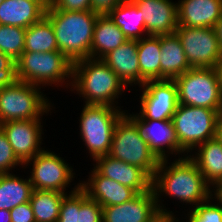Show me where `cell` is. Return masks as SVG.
Wrapping results in <instances>:
<instances>
[{
    "mask_svg": "<svg viewBox=\"0 0 222 222\" xmlns=\"http://www.w3.org/2000/svg\"><path fill=\"white\" fill-rule=\"evenodd\" d=\"M72 86L85 104L112 106L127 86L101 59L85 58L73 63ZM74 83V84H73Z\"/></svg>",
    "mask_w": 222,
    "mask_h": 222,
    "instance_id": "3957f363",
    "label": "cell"
},
{
    "mask_svg": "<svg viewBox=\"0 0 222 222\" xmlns=\"http://www.w3.org/2000/svg\"><path fill=\"white\" fill-rule=\"evenodd\" d=\"M160 80H174L192 67L176 33L160 35Z\"/></svg>",
    "mask_w": 222,
    "mask_h": 222,
    "instance_id": "7402d4cb",
    "label": "cell"
},
{
    "mask_svg": "<svg viewBox=\"0 0 222 222\" xmlns=\"http://www.w3.org/2000/svg\"><path fill=\"white\" fill-rule=\"evenodd\" d=\"M206 202L200 203L193 211L189 212L190 215L188 222H222V206L221 204H209ZM206 203V204H205Z\"/></svg>",
    "mask_w": 222,
    "mask_h": 222,
    "instance_id": "d6a6232c",
    "label": "cell"
},
{
    "mask_svg": "<svg viewBox=\"0 0 222 222\" xmlns=\"http://www.w3.org/2000/svg\"><path fill=\"white\" fill-rule=\"evenodd\" d=\"M137 40H127L118 48L109 51L101 60L124 82L139 84V62Z\"/></svg>",
    "mask_w": 222,
    "mask_h": 222,
    "instance_id": "44dd1931",
    "label": "cell"
},
{
    "mask_svg": "<svg viewBox=\"0 0 222 222\" xmlns=\"http://www.w3.org/2000/svg\"><path fill=\"white\" fill-rule=\"evenodd\" d=\"M215 188L216 191L214 192V195L217 198V201L222 205V183H218Z\"/></svg>",
    "mask_w": 222,
    "mask_h": 222,
    "instance_id": "ee69618b",
    "label": "cell"
},
{
    "mask_svg": "<svg viewBox=\"0 0 222 222\" xmlns=\"http://www.w3.org/2000/svg\"><path fill=\"white\" fill-rule=\"evenodd\" d=\"M129 116L137 123L149 149L159 160L167 158L165 147L171 154L183 153L179 149L172 120H143L139 114Z\"/></svg>",
    "mask_w": 222,
    "mask_h": 222,
    "instance_id": "e0dca14e",
    "label": "cell"
},
{
    "mask_svg": "<svg viewBox=\"0 0 222 222\" xmlns=\"http://www.w3.org/2000/svg\"><path fill=\"white\" fill-rule=\"evenodd\" d=\"M124 0H91V10L99 15H106Z\"/></svg>",
    "mask_w": 222,
    "mask_h": 222,
    "instance_id": "74e56055",
    "label": "cell"
},
{
    "mask_svg": "<svg viewBox=\"0 0 222 222\" xmlns=\"http://www.w3.org/2000/svg\"><path fill=\"white\" fill-rule=\"evenodd\" d=\"M177 12L178 26L214 28L222 14V0H182Z\"/></svg>",
    "mask_w": 222,
    "mask_h": 222,
    "instance_id": "d6986e66",
    "label": "cell"
},
{
    "mask_svg": "<svg viewBox=\"0 0 222 222\" xmlns=\"http://www.w3.org/2000/svg\"><path fill=\"white\" fill-rule=\"evenodd\" d=\"M47 0H4L0 4V25L28 28L46 14Z\"/></svg>",
    "mask_w": 222,
    "mask_h": 222,
    "instance_id": "ffe728a7",
    "label": "cell"
},
{
    "mask_svg": "<svg viewBox=\"0 0 222 222\" xmlns=\"http://www.w3.org/2000/svg\"><path fill=\"white\" fill-rule=\"evenodd\" d=\"M102 209L103 222H152L160 215L153 188L122 204Z\"/></svg>",
    "mask_w": 222,
    "mask_h": 222,
    "instance_id": "5bb4252c",
    "label": "cell"
},
{
    "mask_svg": "<svg viewBox=\"0 0 222 222\" xmlns=\"http://www.w3.org/2000/svg\"><path fill=\"white\" fill-rule=\"evenodd\" d=\"M33 191L30 179H20L11 173L0 174V209L12 210L30 201Z\"/></svg>",
    "mask_w": 222,
    "mask_h": 222,
    "instance_id": "4316f807",
    "label": "cell"
},
{
    "mask_svg": "<svg viewBox=\"0 0 222 222\" xmlns=\"http://www.w3.org/2000/svg\"><path fill=\"white\" fill-rule=\"evenodd\" d=\"M94 168L102 175L124 186L144 193L152 188V178L140 167L115 159L108 154L95 159Z\"/></svg>",
    "mask_w": 222,
    "mask_h": 222,
    "instance_id": "2e32d148",
    "label": "cell"
},
{
    "mask_svg": "<svg viewBox=\"0 0 222 222\" xmlns=\"http://www.w3.org/2000/svg\"><path fill=\"white\" fill-rule=\"evenodd\" d=\"M176 218L173 215L169 214H160L155 220L152 222H175L178 220H175Z\"/></svg>",
    "mask_w": 222,
    "mask_h": 222,
    "instance_id": "b9f144b4",
    "label": "cell"
},
{
    "mask_svg": "<svg viewBox=\"0 0 222 222\" xmlns=\"http://www.w3.org/2000/svg\"><path fill=\"white\" fill-rule=\"evenodd\" d=\"M140 117L143 120H172L178 107V88L174 80H148L142 87Z\"/></svg>",
    "mask_w": 222,
    "mask_h": 222,
    "instance_id": "8fae6325",
    "label": "cell"
},
{
    "mask_svg": "<svg viewBox=\"0 0 222 222\" xmlns=\"http://www.w3.org/2000/svg\"><path fill=\"white\" fill-rule=\"evenodd\" d=\"M66 193L54 190L33 189L30 205L36 222H57L60 206Z\"/></svg>",
    "mask_w": 222,
    "mask_h": 222,
    "instance_id": "83f0119b",
    "label": "cell"
},
{
    "mask_svg": "<svg viewBox=\"0 0 222 222\" xmlns=\"http://www.w3.org/2000/svg\"><path fill=\"white\" fill-rule=\"evenodd\" d=\"M215 139L222 144V114L218 117L216 123Z\"/></svg>",
    "mask_w": 222,
    "mask_h": 222,
    "instance_id": "60d3db41",
    "label": "cell"
},
{
    "mask_svg": "<svg viewBox=\"0 0 222 222\" xmlns=\"http://www.w3.org/2000/svg\"><path fill=\"white\" fill-rule=\"evenodd\" d=\"M192 68H214L222 50L214 28L178 26L175 30Z\"/></svg>",
    "mask_w": 222,
    "mask_h": 222,
    "instance_id": "30bf717a",
    "label": "cell"
},
{
    "mask_svg": "<svg viewBox=\"0 0 222 222\" xmlns=\"http://www.w3.org/2000/svg\"><path fill=\"white\" fill-rule=\"evenodd\" d=\"M0 127L6 134L12 150L24 165L34 158L42 149L40 120H18L1 123Z\"/></svg>",
    "mask_w": 222,
    "mask_h": 222,
    "instance_id": "4fadbf2b",
    "label": "cell"
},
{
    "mask_svg": "<svg viewBox=\"0 0 222 222\" xmlns=\"http://www.w3.org/2000/svg\"><path fill=\"white\" fill-rule=\"evenodd\" d=\"M174 81L179 104L214 109L222 114V94L214 68H191Z\"/></svg>",
    "mask_w": 222,
    "mask_h": 222,
    "instance_id": "9c48e42d",
    "label": "cell"
},
{
    "mask_svg": "<svg viewBox=\"0 0 222 222\" xmlns=\"http://www.w3.org/2000/svg\"><path fill=\"white\" fill-rule=\"evenodd\" d=\"M139 62V85L148 80H160V36L147 35L137 40Z\"/></svg>",
    "mask_w": 222,
    "mask_h": 222,
    "instance_id": "d4e9b609",
    "label": "cell"
},
{
    "mask_svg": "<svg viewBox=\"0 0 222 222\" xmlns=\"http://www.w3.org/2000/svg\"><path fill=\"white\" fill-rule=\"evenodd\" d=\"M0 222H11V215L8 210L0 209Z\"/></svg>",
    "mask_w": 222,
    "mask_h": 222,
    "instance_id": "7bdbcfd3",
    "label": "cell"
},
{
    "mask_svg": "<svg viewBox=\"0 0 222 222\" xmlns=\"http://www.w3.org/2000/svg\"><path fill=\"white\" fill-rule=\"evenodd\" d=\"M127 40L120 28L107 14L98 15L94 27L90 58L101 59L109 51L118 48Z\"/></svg>",
    "mask_w": 222,
    "mask_h": 222,
    "instance_id": "603a6c76",
    "label": "cell"
},
{
    "mask_svg": "<svg viewBox=\"0 0 222 222\" xmlns=\"http://www.w3.org/2000/svg\"><path fill=\"white\" fill-rule=\"evenodd\" d=\"M109 156L143 169L151 178L158 168L160 160L149 149L137 123L128 114L117 122Z\"/></svg>",
    "mask_w": 222,
    "mask_h": 222,
    "instance_id": "277c9868",
    "label": "cell"
},
{
    "mask_svg": "<svg viewBox=\"0 0 222 222\" xmlns=\"http://www.w3.org/2000/svg\"><path fill=\"white\" fill-rule=\"evenodd\" d=\"M80 210V184L73 188V191L62 200L60 213L57 222H78Z\"/></svg>",
    "mask_w": 222,
    "mask_h": 222,
    "instance_id": "4dcf8cb0",
    "label": "cell"
},
{
    "mask_svg": "<svg viewBox=\"0 0 222 222\" xmlns=\"http://www.w3.org/2000/svg\"><path fill=\"white\" fill-rule=\"evenodd\" d=\"M98 15L92 10L68 12L60 9H46L45 16L51 21L58 50L72 63L90 58Z\"/></svg>",
    "mask_w": 222,
    "mask_h": 222,
    "instance_id": "7a4b0ae2",
    "label": "cell"
},
{
    "mask_svg": "<svg viewBox=\"0 0 222 222\" xmlns=\"http://www.w3.org/2000/svg\"><path fill=\"white\" fill-rule=\"evenodd\" d=\"M143 15L147 35L175 33L178 27L177 4L170 0H132Z\"/></svg>",
    "mask_w": 222,
    "mask_h": 222,
    "instance_id": "9a60e30c",
    "label": "cell"
},
{
    "mask_svg": "<svg viewBox=\"0 0 222 222\" xmlns=\"http://www.w3.org/2000/svg\"><path fill=\"white\" fill-rule=\"evenodd\" d=\"M11 222H36L30 202L20 204L9 211Z\"/></svg>",
    "mask_w": 222,
    "mask_h": 222,
    "instance_id": "8d00e7d4",
    "label": "cell"
},
{
    "mask_svg": "<svg viewBox=\"0 0 222 222\" xmlns=\"http://www.w3.org/2000/svg\"><path fill=\"white\" fill-rule=\"evenodd\" d=\"M197 147V156H189L196 163L205 181L216 186L222 181V144L213 138Z\"/></svg>",
    "mask_w": 222,
    "mask_h": 222,
    "instance_id": "cb8c5ba5",
    "label": "cell"
},
{
    "mask_svg": "<svg viewBox=\"0 0 222 222\" xmlns=\"http://www.w3.org/2000/svg\"><path fill=\"white\" fill-rule=\"evenodd\" d=\"M47 9H60L68 12L91 10V0H51Z\"/></svg>",
    "mask_w": 222,
    "mask_h": 222,
    "instance_id": "e575fe53",
    "label": "cell"
},
{
    "mask_svg": "<svg viewBox=\"0 0 222 222\" xmlns=\"http://www.w3.org/2000/svg\"><path fill=\"white\" fill-rule=\"evenodd\" d=\"M78 222H103L102 206L97 201L90 199L81 188Z\"/></svg>",
    "mask_w": 222,
    "mask_h": 222,
    "instance_id": "1f68e13d",
    "label": "cell"
},
{
    "mask_svg": "<svg viewBox=\"0 0 222 222\" xmlns=\"http://www.w3.org/2000/svg\"><path fill=\"white\" fill-rule=\"evenodd\" d=\"M166 164L167 159L160 160L152 178V188L160 214L173 215L172 211L167 212L160 204L158 205V196L161 192L163 194L165 192L170 197L178 198L181 202L195 203L194 207L211 199L210 185L205 181L196 163L189 156L177 159L169 167Z\"/></svg>",
    "mask_w": 222,
    "mask_h": 222,
    "instance_id": "6da1fadb",
    "label": "cell"
},
{
    "mask_svg": "<svg viewBox=\"0 0 222 222\" xmlns=\"http://www.w3.org/2000/svg\"><path fill=\"white\" fill-rule=\"evenodd\" d=\"M221 114L214 109L178 104L172 122L179 149L182 152L196 150L207 140L215 138L216 123Z\"/></svg>",
    "mask_w": 222,
    "mask_h": 222,
    "instance_id": "ba28073f",
    "label": "cell"
},
{
    "mask_svg": "<svg viewBox=\"0 0 222 222\" xmlns=\"http://www.w3.org/2000/svg\"><path fill=\"white\" fill-rule=\"evenodd\" d=\"M79 184L87 196L102 207L122 204L138 194L134 189L102 176L95 168L88 182Z\"/></svg>",
    "mask_w": 222,
    "mask_h": 222,
    "instance_id": "ac0fdd59",
    "label": "cell"
},
{
    "mask_svg": "<svg viewBox=\"0 0 222 222\" xmlns=\"http://www.w3.org/2000/svg\"><path fill=\"white\" fill-rule=\"evenodd\" d=\"M107 15L128 40H140L146 33L143 15L132 0H124Z\"/></svg>",
    "mask_w": 222,
    "mask_h": 222,
    "instance_id": "484cf974",
    "label": "cell"
},
{
    "mask_svg": "<svg viewBox=\"0 0 222 222\" xmlns=\"http://www.w3.org/2000/svg\"><path fill=\"white\" fill-rule=\"evenodd\" d=\"M37 85L14 80L0 85V124L18 120H40L50 103Z\"/></svg>",
    "mask_w": 222,
    "mask_h": 222,
    "instance_id": "5b68a950",
    "label": "cell"
},
{
    "mask_svg": "<svg viewBox=\"0 0 222 222\" xmlns=\"http://www.w3.org/2000/svg\"><path fill=\"white\" fill-rule=\"evenodd\" d=\"M18 164L23 165L15 156L6 134L0 127V174L10 173V168Z\"/></svg>",
    "mask_w": 222,
    "mask_h": 222,
    "instance_id": "836d02e7",
    "label": "cell"
},
{
    "mask_svg": "<svg viewBox=\"0 0 222 222\" xmlns=\"http://www.w3.org/2000/svg\"><path fill=\"white\" fill-rule=\"evenodd\" d=\"M217 39L219 41L220 48L222 50V14L217 23L214 26Z\"/></svg>",
    "mask_w": 222,
    "mask_h": 222,
    "instance_id": "ab89813d",
    "label": "cell"
},
{
    "mask_svg": "<svg viewBox=\"0 0 222 222\" xmlns=\"http://www.w3.org/2000/svg\"><path fill=\"white\" fill-rule=\"evenodd\" d=\"M24 51H59L51 21L46 16L26 28Z\"/></svg>",
    "mask_w": 222,
    "mask_h": 222,
    "instance_id": "f1b7e54d",
    "label": "cell"
},
{
    "mask_svg": "<svg viewBox=\"0 0 222 222\" xmlns=\"http://www.w3.org/2000/svg\"><path fill=\"white\" fill-rule=\"evenodd\" d=\"M85 104L80 119V135L95 160L109 154L113 132L125 112L118 107Z\"/></svg>",
    "mask_w": 222,
    "mask_h": 222,
    "instance_id": "8992f818",
    "label": "cell"
},
{
    "mask_svg": "<svg viewBox=\"0 0 222 222\" xmlns=\"http://www.w3.org/2000/svg\"><path fill=\"white\" fill-rule=\"evenodd\" d=\"M72 73L73 63L60 51H24L16 61V79L37 86L73 80Z\"/></svg>",
    "mask_w": 222,
    "mask_h": 222,
    "instance_id": "52a82bcc",
    "label": "cell"
},
{
    "mask_svg": "<svg viewBox=\"0 0 222 222\" xmlns=\"http://www.w3.org/2000/svg\"><path fill=\"white\" fill-rule=\"evenodd\" d=\"M214 69L217 74L218 83H219L221 94H222V54L220 55L218 61L216 62Z\"/></svg>",
    "mask_w": 222,
    "mask_h": 222,
    "instance_id": "f35d334b",
    "label": "cell"
},
{
    "mask_svg": "<svg viewBox=\"0 0 222 222\" xmlns=\"http://www.w3.org/2000/svg\"><path fill=\"white\" fill-rule=\"evenodd\" d=\"M26 28L0 25V51L15 62L24 52Z\"/></svg>",
    "mask_w": 222,
    "mask_h": 222,
    "instance_id": "f546056e",
    "label": "cell"
},
{
    "mask_svg": "<svg viewBox=\"0 0 222 222\" xmlns=\"http://www.w3.org/2000/svg\"><path fill=\"white\" fill-rule=\"evenodd\" d=\"M61 157L53 152L42 150L31 160L33 169L30 176L32 188L35 190H54L65 193L64 189L73 178V170Z\"/></svg>",
    "mask_w": 222,
    "mask_h": 222,
    "instance_id": "7c38bea8",
    "label": "cell"
},
{
    "mask_svg": "<svg viewBox=\"0 0 222 222\" xmlns=\"http://www.w3.org/2000/svg\"><path fill=\"white\" fill-rule=\"evenodd\" d=\"M16 80V62L0 51V85Z\"/></svg>",
    "mask_w": 222,
    "mask_h": 222,
    "instance_id": "d590c367",
    "label": "cell"
}]
</instances>
